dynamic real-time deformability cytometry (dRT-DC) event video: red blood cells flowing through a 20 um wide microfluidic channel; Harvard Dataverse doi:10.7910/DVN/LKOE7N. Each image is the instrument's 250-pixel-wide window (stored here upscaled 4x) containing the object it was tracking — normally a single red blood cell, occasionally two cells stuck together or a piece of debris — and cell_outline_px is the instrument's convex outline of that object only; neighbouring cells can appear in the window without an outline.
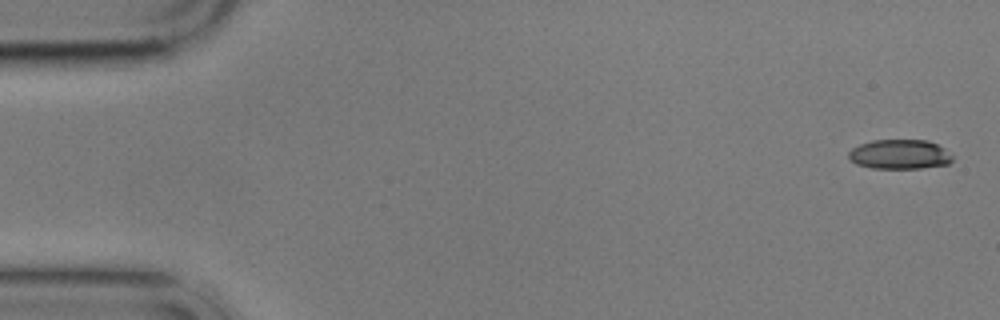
{"species": "common noctule bat (a hibernating species)", "species_latin": "Nyctalus noctula", "temperature_condition": "cold", "stored_images_in_passage": 9, "camera_frame_rate_fps": 3000, "um_per_image_px": 0.085, "animal": {"sex": "male", "body_mass_g": 17.9}, "frame": {"image": 1, "passage_image": 1, "time_ms": 0.0, "image_size_px": [1000, 320], "cell_outline_px": [[952, 160], [948, 164], [920, 168], [872, 168], [856, 164], [848, 156], [848, 152], [852, 148], [860, 144], [872, 140], [928, 140], [944, 148], [952, 156]], "centroid_in_image_um": [76.46, 13.11], "position_along_channel_um": 8.5, "area_um2": 17.8}}
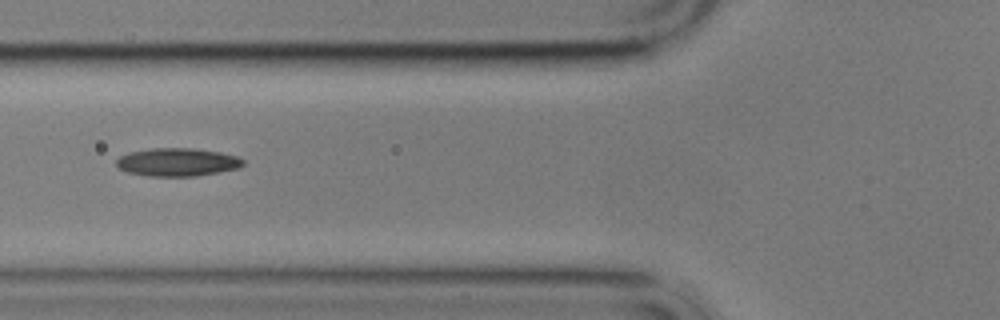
{"frame": {"image": 2, "passage_image": 7, "time_ms": 6.667, "image_size_px": [1000, 320], "cell_outline_px": [[244, 164], [240, 168], [220, 172], [196, 176], [148, 176], [128, 172], [120, 168], [116, 164], [116, 160], [120, 156], [128, 152], [152, 148], [192, 148], [220, 152], [236, 156], [244, 160]], "centroid_in_image_um": [15.09, 13.78], "position_along_channel_um": 110.7, "area_um2": 20.81}}
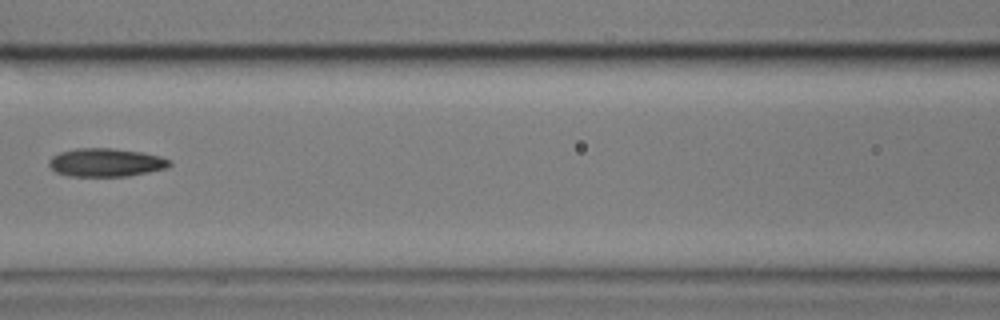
{"frame": {"image": 3, "passage_image": 8, "time_ms": 8.0, "image_size_px": [1000, 320], "cell_outline_px": [[172, 164], [168, 168], [128, 176], [68, 176], [56, 172], [48, 164], [48, 160], [52, 156], [60, 152], [76, 148], [112, 148], [140, 152], [160, 156], [172, 160]], "centroid_in_image_um": [9.01, 13.81], "position_along_channel_um": 157.6, "area_um2": 20.0}}